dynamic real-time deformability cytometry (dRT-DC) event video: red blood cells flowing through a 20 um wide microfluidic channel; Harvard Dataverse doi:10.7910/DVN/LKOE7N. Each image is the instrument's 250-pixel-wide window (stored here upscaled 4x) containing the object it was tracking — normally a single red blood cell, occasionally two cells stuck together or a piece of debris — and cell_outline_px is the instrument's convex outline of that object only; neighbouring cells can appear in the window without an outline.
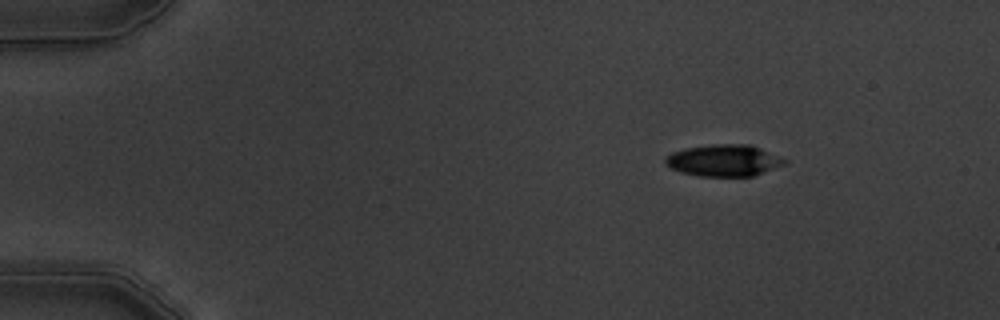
{"species": "common noctule bat (a hibernating species)", "species_latin": "Nyctalus noctula", "temperature_condition": "warm", "stored_images_in_passage": 5, "camera_frame_rate_fps": 3000, "um_per_image_px": 0.085, "animal": {"sex": "male", "body_mass_g": 19.5, "forearm_length_mm": 54.6}, "frame": {"image": 1, "passage_image": 2, "time_ms": 1.333, "image_size_px": [1000, 320], "cell_outline_px": [[788, 164], [752, 176], [700, 176], [680, 172], [672, 168], [664, 160], [664, 156], [672, 152], [684, 148], [712, 144], [748, 144], [760, 148], [788, 160]], "centroid_in_image_um": [61.54, 13.63], "position_along_channel_um": 23.5, "area_um2": 22.08}}
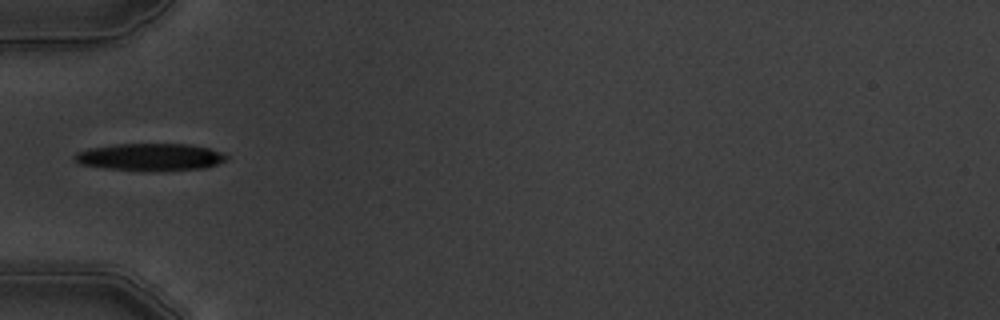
{"frame": {"image": 2, "passage_image": 5, "time_ms": 5.0, "image_size_px": [1000, 320], "cell_outline_px": [[228, 160], [204, 168], [104, 168], [80, 164], [72, 160], [72, 156], [76, 152], [88, 148], [116, 144], [188, 144], [208, 148], [224, 152], [228, 156]], "centroid_in_image_um": [12.73, 13.29], "position_along_channel_um": 72.3, "area_um2": 23.18}}